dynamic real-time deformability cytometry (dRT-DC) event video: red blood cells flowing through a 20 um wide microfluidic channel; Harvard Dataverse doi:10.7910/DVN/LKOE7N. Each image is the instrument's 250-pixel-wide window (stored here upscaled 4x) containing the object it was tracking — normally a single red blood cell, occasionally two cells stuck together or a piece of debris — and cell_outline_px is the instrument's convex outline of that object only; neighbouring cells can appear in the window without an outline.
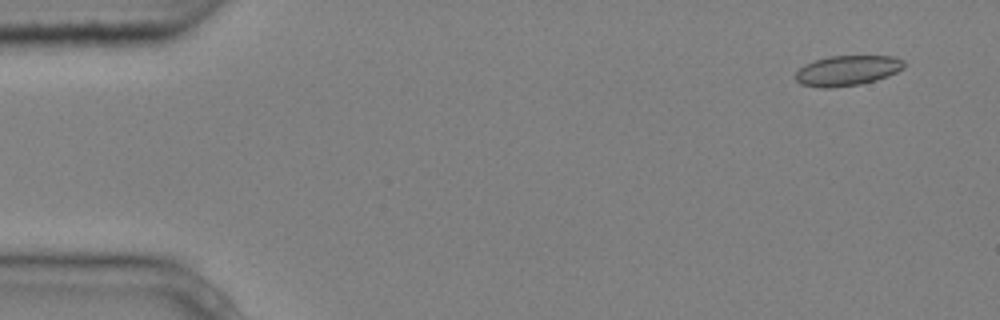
{"species": "common noctule bat (a hibernating species)", "species_latin": "Nyctalus noctula", "temperature_condition": "cold", "stored_images_in_passage": 4, "camera_frame_rate_fps": 3000, "um_per_image_px": 0.085, "animal": {"sex": "male", "body_mass_g": 20.4}, "frame": {"image": 1, "passage_image": 1, "time_ms": 0.0, "image_size_px": [1000, 320], "cell_outline_px": [[904, 68], [888, 76], [876, 80], [860, 84], [828, 88], [824, 88], [800, 84], [796, 80], [796, 72], [804, 64], [828, 56], [896, 56], [904, 60]], "centroid_in_image_um": [72.04, 5.99], "position_along_channel_um": 13.0, "area_um2": 19.07}}